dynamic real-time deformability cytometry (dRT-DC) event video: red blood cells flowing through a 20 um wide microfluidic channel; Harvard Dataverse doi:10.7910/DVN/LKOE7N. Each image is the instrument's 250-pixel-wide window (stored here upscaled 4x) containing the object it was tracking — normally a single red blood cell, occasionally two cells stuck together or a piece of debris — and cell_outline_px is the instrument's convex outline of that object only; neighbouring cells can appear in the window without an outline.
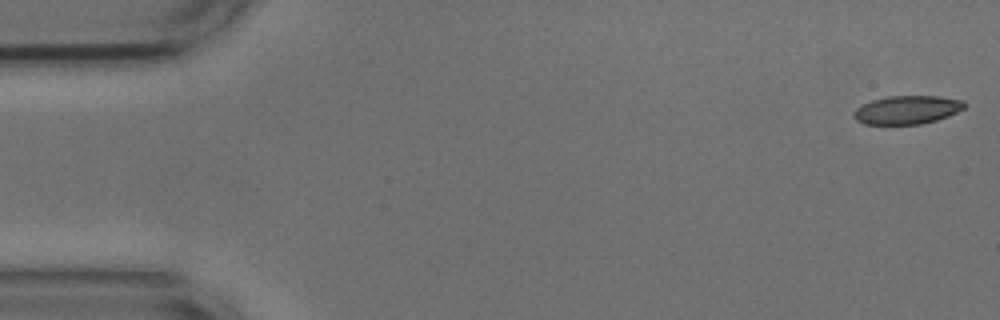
{"species": "common noctule bat (a hibernating species)", "species_latin": "Nyctalus noctula", "temperature_condition": "cold", "stored_images_in_passage": 11, "camera_frame_rate_fps": 3000, "um_per_image_px": 0.085, "animal": {"sex": "male", "body_mass_g": 17.9, "forearm_length_mm": 54.2}, "frame": {"image": 1, "passage_image": 1, "time_ms": 0.0, "image_size_px": [1000, 320], "cell_outline_px": [[968, 104], [964, 108], [948, 116], [936, 120], [920, 124], [864, 124], [856, 120], [852, 116], [856, 108], [872, 100], [888, 96], [940, 96], [964, 100]], "centroid_in_image_um": [77.12, 9.33], "position_along_channel_um": 7.9, "area_um2": 18.38}}